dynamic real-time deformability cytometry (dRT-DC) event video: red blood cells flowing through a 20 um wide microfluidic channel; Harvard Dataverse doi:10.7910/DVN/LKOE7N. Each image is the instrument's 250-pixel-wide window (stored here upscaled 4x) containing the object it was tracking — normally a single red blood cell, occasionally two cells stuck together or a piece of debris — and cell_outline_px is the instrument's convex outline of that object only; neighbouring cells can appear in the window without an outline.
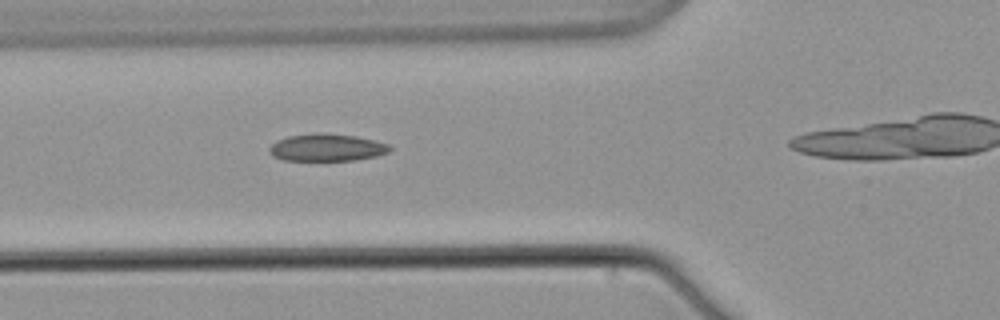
{"species": "common noctule bat (a hibernating species)", "species_latin": "Nyctalus noctula", "temperature_condition": "warm", "stored_images_in_passage": 4, "camera_frame_rate_fps": 3000, "um_per_image_px": 0.085, "animal": {"sex": "male", "body_mass_g": 21.5, "forearm_length_mm": 52.0}, "frame": {"image": 1, "passage_image": 3, "time_ms": 2.333, "image_size_px": [1000, 320], "cell_outline_px": [[392, 148], [388, 152], [376, 156], [352, 160], [284, 160], [272, 156], [268, 152], [268, 148], [276, 140], [288, 136], [320, 132], [356, 136], [388, 144]], "centroid_in_image_um": [27.73, 12.53], "position_along_channel_um": 98.1, "area_um2": 19.13}}